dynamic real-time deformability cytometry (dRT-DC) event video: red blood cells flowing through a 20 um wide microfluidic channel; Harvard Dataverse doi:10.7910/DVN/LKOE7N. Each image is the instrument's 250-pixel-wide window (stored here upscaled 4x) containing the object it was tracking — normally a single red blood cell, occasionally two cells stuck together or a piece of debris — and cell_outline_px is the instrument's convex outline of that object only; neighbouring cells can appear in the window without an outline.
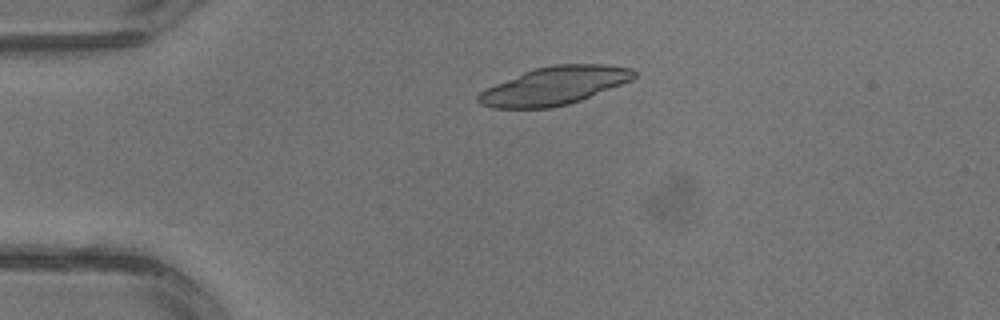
{"species": "common noctule bat (a hibernating species)", "species_latin": "Nyctalus noctula", "temperature_condition": "warm", "stored_images_in_passage": 2, "camera_frame_rate_fps": 3000, "um_per_image_px": 0.085, "animal": {"sex": "male", "body_mass_g": 13.3}, "frame": {"image": 1, "passage_image": 2, "time_ms": 0.333, "image_size_px": [1000, 320], "cell_outline_px": [[636, 76], [632, 80], [580, 100], [568, 104], [548, 108], [492, 108], [480, 104], [476, 100], [476, 96], [480, 92], [496, 84], [532, 68], [552, 64], [604, 64], [632, 68], [636, 72]], "centroid_in_image_um": [47.12, 7.28], "position_along_channel_um": 37.9, "area_um2": 34.45}}